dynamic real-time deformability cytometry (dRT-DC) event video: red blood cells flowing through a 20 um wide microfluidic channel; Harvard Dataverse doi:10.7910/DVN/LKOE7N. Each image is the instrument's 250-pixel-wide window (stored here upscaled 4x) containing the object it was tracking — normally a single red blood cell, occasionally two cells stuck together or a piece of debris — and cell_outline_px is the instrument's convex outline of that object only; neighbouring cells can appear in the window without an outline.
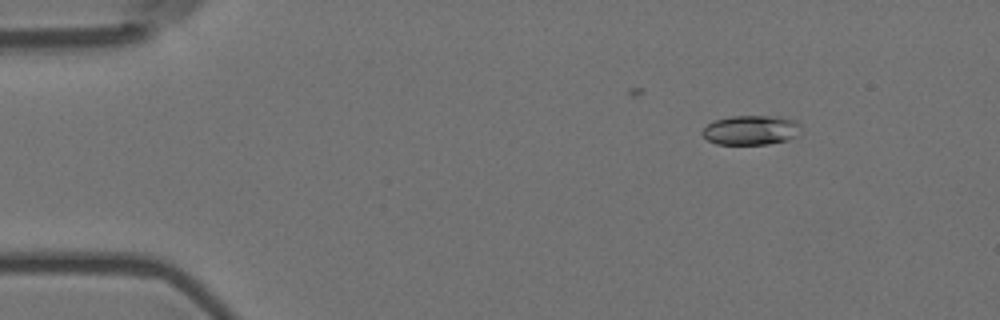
{"species": "Egyptian fruit bat (a non-hibernating species)", "species_latin": "Rousettus aegyptiacus", "temperature_condition": "room temperature", "stored_images_in_passage": 5, "camera_frame_rate_fps": 3000, "um_per_image_px": 0.085, "animal": {"sex": "female"}, "frame": {"image": 1, "passage_image": 2, "time_ms": 0.333, "image_size_px": [1000, 320], "cell_outline_px": [[800, 124], [796, 136], [788, 140], [768, 144], [716, 144], [708, 140], [700, 132], [708, 124], [716, 120], [728, 116], [768, 116], [796, 120]], "centroid_in_image_um": [63.8, 11.06], "position_along_channel_um": 21.2, "area_um2": 16.82}}
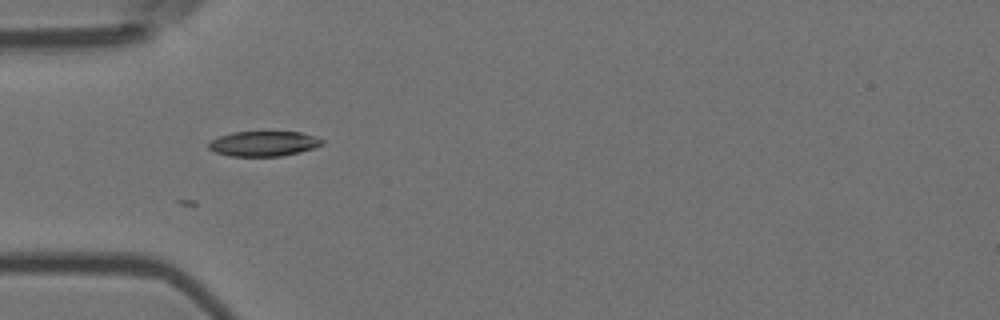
{"frame": {"image": 2, "passage_image": 5, "time_ms": 1.333, "image_size_px": [1000, 320], "cell_outline_px": [[324, 144], [312, 148], [280, 156], [232, 156], [216, 152], [208, 148], [208, 144], [212, 140], [220, 136], [232, 132], [300, 132], [316, 136], [324, 140]], "centroid_in_image_um": [22.42, 12.2], "position_along_channel_um": 62.6, "area_um2": 16.36}}